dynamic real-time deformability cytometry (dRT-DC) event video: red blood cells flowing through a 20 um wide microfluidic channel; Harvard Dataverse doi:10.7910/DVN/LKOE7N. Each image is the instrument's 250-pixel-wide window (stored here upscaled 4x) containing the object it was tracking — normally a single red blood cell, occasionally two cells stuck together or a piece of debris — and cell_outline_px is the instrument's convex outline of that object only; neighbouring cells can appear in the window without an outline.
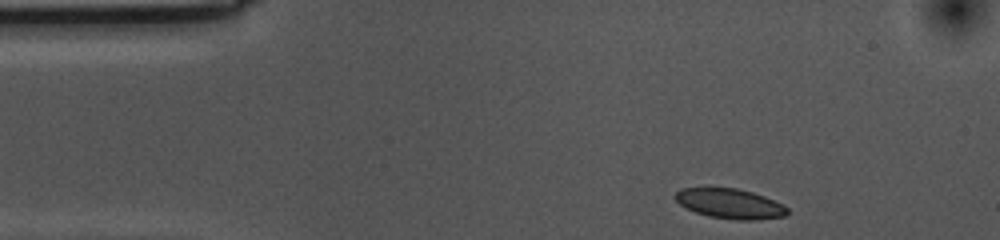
{"species": "common noctule bat (a hibernating species)", "species_latin": "Nyctalus noctula", "temperature_condition": "cold", "stored_images_in_passage": 37, "camera_frame_rate_fps": 3000, "um_per_image_px": 0.085, "animal": {"sex": "female", "body_mass_g": 10.0, "forearm_length_mm": 53.1}, "frame": {"image": 1, "passage_image": 1, "time_ms": 0.0, "image_size_px": [1000, 240], "cell_outline_px": [[788, 212], [784, 216], [756, 220], [736, 220], [708, 216], [696, 212], [680, 204], [672, 196], [680, 188], [708, 184], [736, 188], [752, 192], [764, 196], [784, 204], [788, 208]], "centroid_in_image_um": [61.98, 17.25], "position_along_channel_um": 23.0, "area_um2": 20.35}}
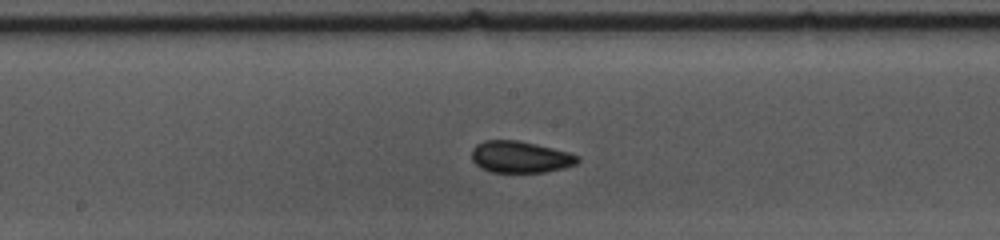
{"frame": {"image": 2, "passage_image": 21, "time_ms": 6.667, "image_size_px": [1000, 240], "cell_outline_px": [[580, 160], [576, 164], [564, 168], [544, 172], [492, 172], [480, 168], [472, 160], [472, 148], [476, 144], [484, 140], [516, 140], [536, 144], [568, 152], [580, 156]], "centroid_in_image_um": [44.21, 13.34], "position_along_channel_um": 204.0, "area_um2": 19.59}}
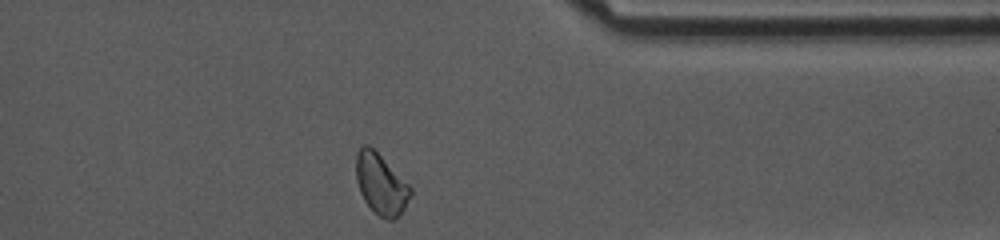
{"frame": {"image": 3, "passage_image": 37, "time_ms": 12.0, "image_size_px": [1000, 240], "cell_outline_px": [[412, 196], [400, 216], [392, 220], [388, 220], [380, 216], [364, 200], [360, 192], [356, 180], [356, 152], [364, 144], [368, 144], [412, 188]], "centroid_in_image_um": [32.38, 15.67], "position_along_channel_um": 379.0, "area_um2": 19.02}, "authors_computed_cell_mechanics": {"area_um2": 19.652, "velocity_mm_per_s": 3.5268, "shape_relaxation_time_tau1_ms": null, "shape_relaxation_time_tau2_ms": 2.6428, "deformation_change_tau1": null, "deformation_change_tau2": 0.0621}}